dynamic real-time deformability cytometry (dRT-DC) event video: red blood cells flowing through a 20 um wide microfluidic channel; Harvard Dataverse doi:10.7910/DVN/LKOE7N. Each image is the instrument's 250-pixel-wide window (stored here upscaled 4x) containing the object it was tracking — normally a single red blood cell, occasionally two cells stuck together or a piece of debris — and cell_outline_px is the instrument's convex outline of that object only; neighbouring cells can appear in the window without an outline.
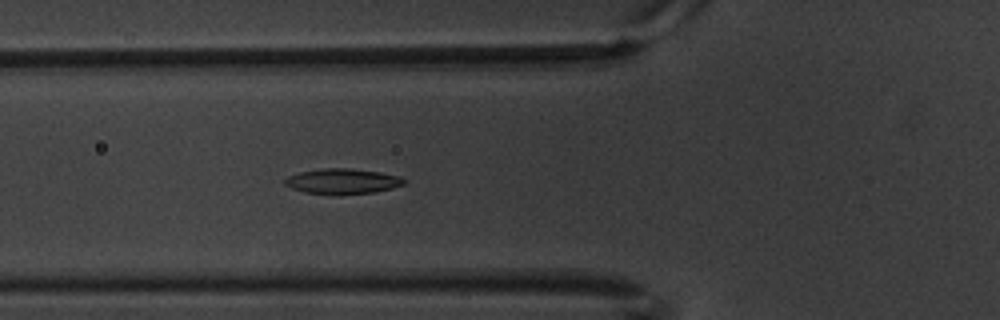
{"species": "common noctule bat (a hibernating species)", "species_latin": "Nyctalus noctula", "temperature_condition": "warm", "stored_images_in_passage": 6, "camera_frame_rate_fps": 3000, "um_per_image_px": 0.085, "animal": {"sex": "male", "body_mass_g": 20.1, "forearm_length_mm": 53.5}, "frame": {"image": 1, "passage_image": 6, "time_ms": 1.667, "image_size_px": [1000, 320], "cell_outline_px": [[408, 180], [404, 184], [392, 188], [372, 192], [340, 196], [336, 196], [304, 192], [292, 188], [284, 184], [284, 180], [288, 176], [300, 172], [324, 168], [348, 168], [380, 172], [400, 176]], "centroid_in_image_um": [29.12, 15.43], "position_along_channel_um": 96.7, "area_um2": 17.86}}